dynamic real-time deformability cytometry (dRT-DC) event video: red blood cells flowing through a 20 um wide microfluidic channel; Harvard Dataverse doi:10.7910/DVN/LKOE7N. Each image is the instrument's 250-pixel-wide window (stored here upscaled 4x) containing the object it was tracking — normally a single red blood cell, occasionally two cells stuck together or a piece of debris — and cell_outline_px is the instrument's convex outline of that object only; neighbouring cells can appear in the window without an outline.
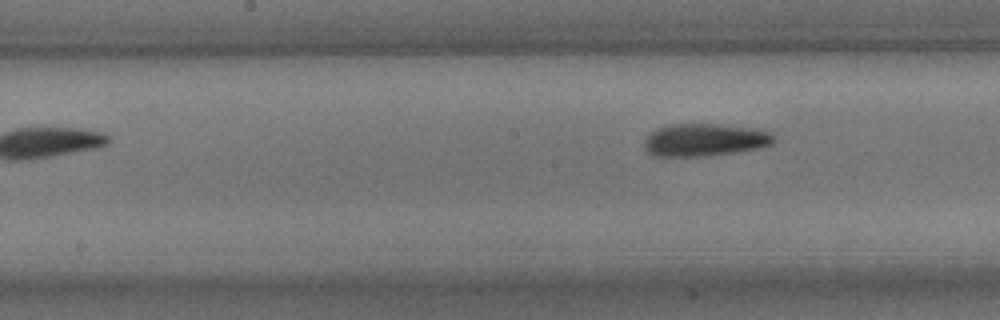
{"species": "common noctule bat (a hibernating species)", "species_latin": "Nyctalus noctula", "temperature_condition": "room temperature", "stored_images_in_passage": 5, "camera_frame_rate_fps": 3000, "um_per_image_px": 0.085, "animal": {"sex": "male", "body_mass_g": 15.6}, "frame": {"image": 1, "passage_image": 5, "time_ms": 5.0, "image_size_px": [1000, 320], "cell_outline_px": [[776, 140], [772, 144], [760, 148], [732, 152], [700, 156], [652, 156], [644, 148], [644, 140], [656, 128], [668, 124], [720, 124], [756, 128], [772, 132], [776, 136]], "centroid_in_image_um": [59.93, 11.87], "position_along_channel_um": 188.3, "area_um2": 24.8}}